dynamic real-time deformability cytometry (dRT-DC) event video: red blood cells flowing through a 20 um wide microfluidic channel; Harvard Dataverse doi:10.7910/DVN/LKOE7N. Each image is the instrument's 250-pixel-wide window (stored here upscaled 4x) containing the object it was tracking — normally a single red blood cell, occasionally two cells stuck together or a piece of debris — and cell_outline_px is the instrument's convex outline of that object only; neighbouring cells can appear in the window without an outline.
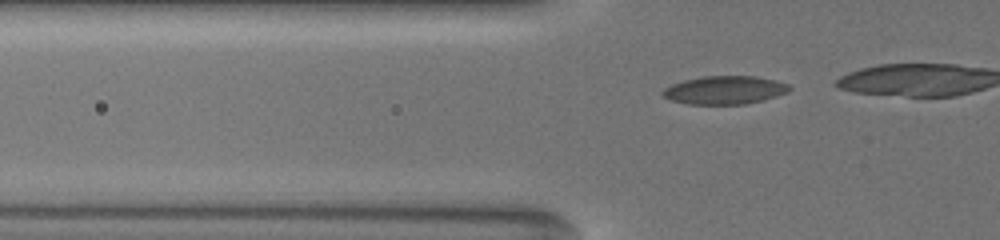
{"species": "common noctule bat (a hibernating species)", "species_latin": "Nyctalus noctula", "temperature_condition": "warm", "stored_images_in_passage": 10, "camera_frame_rate_fps": 3000, "um_per_image_px": 0.085, "animal": {"sex": "female", "body_mass_g": 19.5, "forearm_length_mm": 54.1}, "frame": {"image": 1, "passage_image": 5, "time_ms": 2.0, "image_size_px": [1000, 240], "cell_outline_px": [[792, 88], [784, 92], [760, 100], [744, 104], [688, 104], [672, 100], [664, 96], [660, 92], [664, 88], [672, 84], [684, 80], [704, 76], [756, 76], [776, 80], [788, 84]], "centroid_in_image_um": [61.55, 7.64], "position_along_channel_um": 64.3, "area_um2": 20.52}}
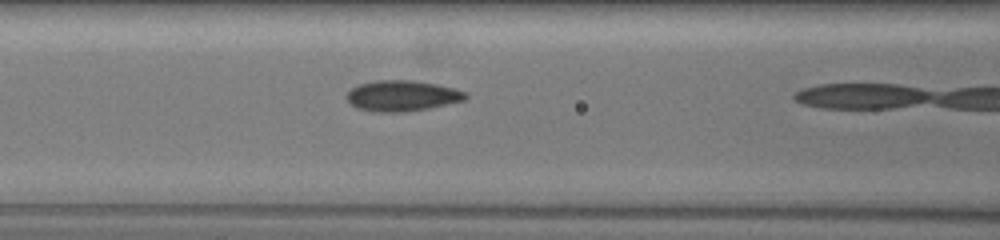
{"frame": {"image": 2, "passage_image": 9, "time_ms": 4.0, "image_size_px": [1000, 240], "cell_outline_px": [[468, 96], [464, 100], [428, 108], [404, 112], [372, 112], [356, 108], [348, 100], [348, 92], [352, 88], [360, 84], [376, 80], [412, 80], [436, 84], [452, 88], [464, 92]], "centroid_in_image_um": [34.15, 8.15], "position_along_channel_um": 132.4, "area_um2": 21.04}}